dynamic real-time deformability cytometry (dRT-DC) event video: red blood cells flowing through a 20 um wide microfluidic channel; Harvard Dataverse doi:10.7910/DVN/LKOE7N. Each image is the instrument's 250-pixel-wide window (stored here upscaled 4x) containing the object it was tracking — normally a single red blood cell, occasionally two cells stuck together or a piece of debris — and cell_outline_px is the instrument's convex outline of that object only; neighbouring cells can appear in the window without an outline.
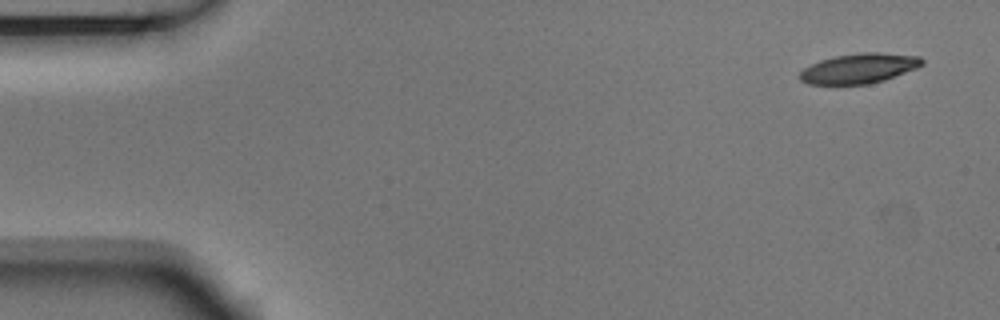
{"species": "Egyptian fruit bat (a non-hibernating species)", "species_latin": "Rousettus aegyptiacus", "temperature_condition": "room temperature", "stored_images_in_passage": 4, "camera_frame_rate_fps": 3000, "um_per_image_px": 0.085, "animal": {"sex": "male"}, "frame": {"image": 1, "passage_image": 1, "time_ms": 0.0, "image_size_px": [1000, 320], "cell_outline_px": [[924, 64], [916, 68], [884, 80], [868, 84], [808, 84], [800, 80], [800, 72], [804, 68], [820, 60], [836, 56], [860, 52], [880, 52], [920, 56], [924, 60]], "centroid_in_image_um": [73.04, 5.8], "position_along_channel_um": 12.0, "area_um2": 21.27}}
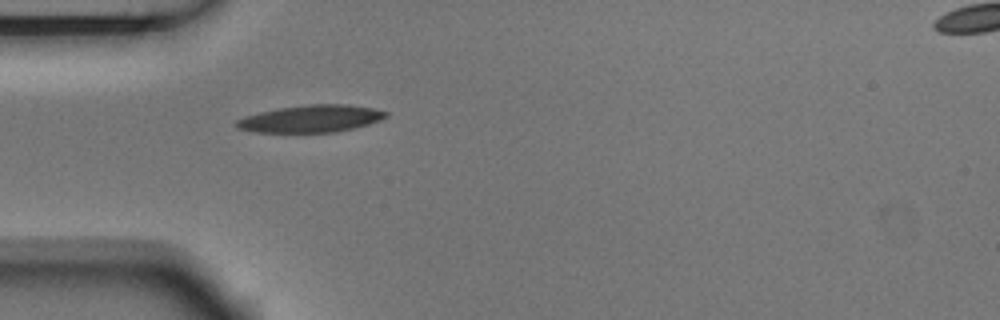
{"frame": {"image": 2, "passage_image": 4, "time_ms": 1.0, "image_size_px": [1000, 320], "cell_outline_px": [[388, 116], [380, 120], [368, 124], [336, 132], [256, 132], [236, 128], [236, 120], [244, 116], [260, 112], [280, 108], [308, 104], [348, 104], [372, 108], [388, 112]], "centroid_in_image_um": [26.43, 10.08], "position_along_channel_um": 58.6, "area_um2": 23.58}}